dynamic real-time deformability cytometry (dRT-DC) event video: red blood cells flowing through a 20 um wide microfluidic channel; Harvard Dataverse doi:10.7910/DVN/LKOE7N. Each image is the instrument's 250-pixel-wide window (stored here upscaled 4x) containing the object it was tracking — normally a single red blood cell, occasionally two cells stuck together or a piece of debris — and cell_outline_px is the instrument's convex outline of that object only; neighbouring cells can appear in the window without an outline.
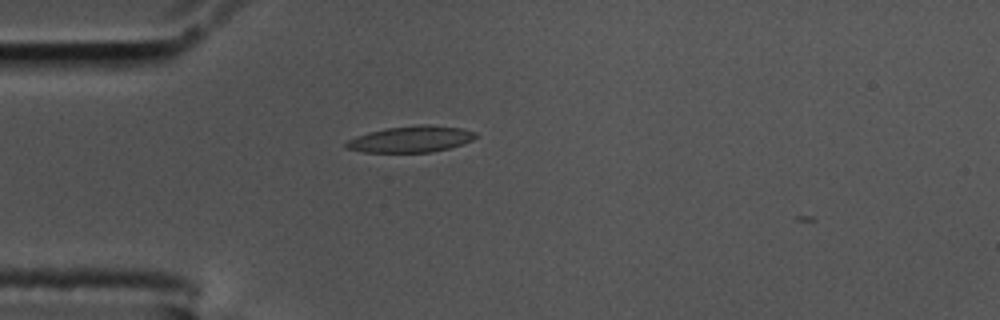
{"species": "common noctule bat (a hibernating species)", "species_latin": "Nyctalus noctula", "temperature_condition": "cold", "stored_images_in_passage": 2, "camera_frame_rate_fps": 3000, "um_per_image_px": 0.085, "animal": {"sex": "male", "body_mass_g": 17.5, "forearm_length_mm": 52.3}, "frame": {"image": 1, "passage_image": 1, "time_ms": 0.0, "image_size_px": [1000, 320], "cell_outline_px": [[480, 136], [472, 140], [448, 148], [432, 152], [364, 152], [344, 148], [344, 144], [348, 140], [356, 136], [368, 132], [388, 128], [428, 124], [460, 128], [476, 132]], "centroid_in_image_um": [34.92, 11.83], "position_along_channel_um": 50.1, "area_um2": 19.71}}